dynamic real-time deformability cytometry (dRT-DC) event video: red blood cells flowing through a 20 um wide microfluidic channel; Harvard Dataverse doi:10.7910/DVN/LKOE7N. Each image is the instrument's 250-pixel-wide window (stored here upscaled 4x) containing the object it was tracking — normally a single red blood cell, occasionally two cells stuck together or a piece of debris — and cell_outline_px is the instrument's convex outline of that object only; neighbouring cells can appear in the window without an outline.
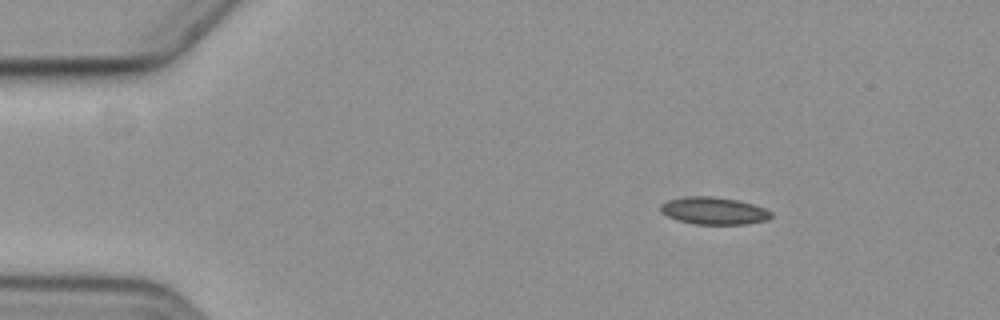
{"species": "common noctule bat (a hibernating species)", "species_latin": "Nyctalus noctula", "temperature_condition": "cold", "stored_images_in_passage": 9, "camera_frame_rate_fps": 3000, "um_per_image_px": 0.085, "animal": {"sex": "female", "body_mass_g": 19.3, "forearm_length_mm": 54.1}, "frame": {"image": 1, "passage_image": 1, "time_ms": 0.0, "image_size_px": [1000, 320], "cell_outline_px": [[772, 216], [768, 220], [748, 224], [692, 224], [676, 220], [660, 212], [660, 204], [668, 200], [684, 196], [712, 196], [736, 200], [752, 204], [764, 208], [772, 212]], "centroid_in_image_um": [60.65, 17.92], "position_along_channel_um": 24.4, "area_um2": 17.74}}
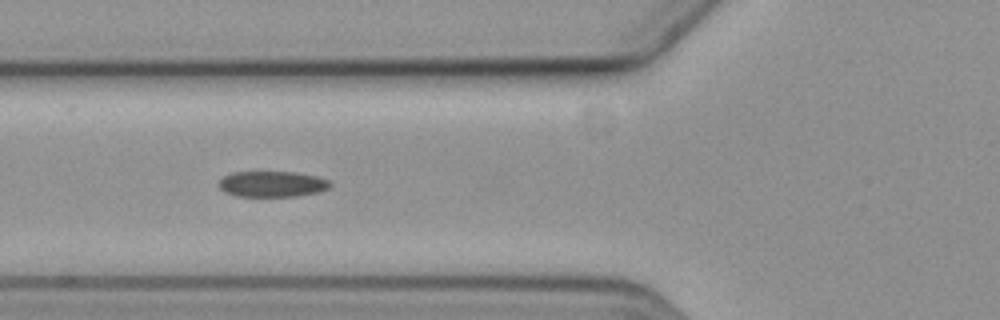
{"frame": {"image": 2, "passage_image": 5, "time_ms": 4.333, "image_size_px": [1000, 320], "cell_outline_px": [[332, 184], [328, 188], [320, 192], [296, 196], [236, 196], [224, 192], [220, 188], [220, 180], [224, 176], [232, 172], [296, 172], [316, 176], [328, 180]], "centroid_in_image_um": [23.15, 15.64], "position_along_channel_um": 102.7, "area_um2": 16.7}}
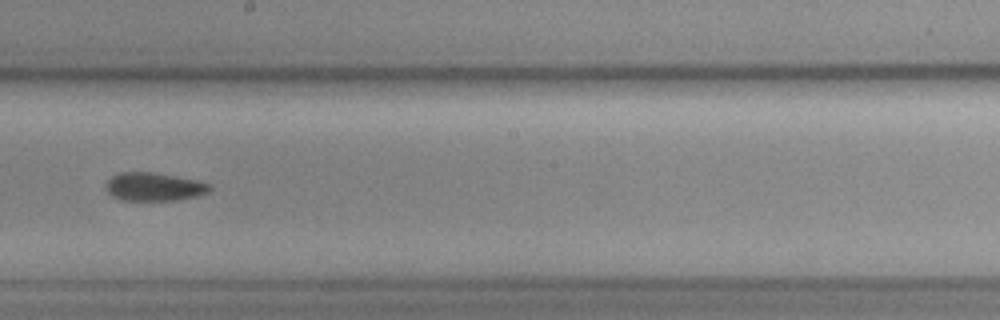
{"frame": {"image": 3, "passage_image": 8, "time_ms": 8.0, "image_size_px": [1000, 320], "cell_outline_px": [[212, 188], [208, 192], [196, 196], [176, 200], [120, 200], [112, 196], [104, 188], [108, 180], [112, 176], [120, 172], [152, 172], [196, 180], [208, 184]], "centroid_in_image_um": [13.05, 15.88], "position_along_channel_um": 235.2, "area_um2": 16.99}}